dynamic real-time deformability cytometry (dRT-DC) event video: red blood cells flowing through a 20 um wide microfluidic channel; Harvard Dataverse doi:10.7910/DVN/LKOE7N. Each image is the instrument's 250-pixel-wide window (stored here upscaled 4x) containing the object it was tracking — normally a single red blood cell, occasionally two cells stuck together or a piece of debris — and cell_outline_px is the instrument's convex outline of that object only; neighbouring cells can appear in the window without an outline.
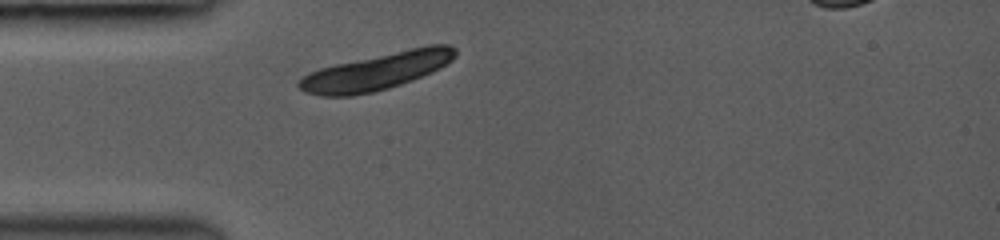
{"species": "common noctule bat (a hibernating species)", "species_latin": "Nyctalus noctula", "temperature_condition": "room temperature", "stored_images_in_passage": 1, "camera_frame_rate_fps": 3000, "um_per_image_px": 0.085, "animal": {"sex": "female", "body_mass_g": 19.0, "forearm_length_mm": 53.3}, "frame": {"image": 1, "passage_image": 1, "time_ms": 0.0, "image_size_px": [1000, 240], "cell_outline_px": [[456, 56], [452, 60], [440, 68], [432, 72], [412, 80], [388, 88], [372, 92], [352, 96], [320, 96], [304, 92], [296, 84], [296, 80], [308, 72], [320, 68], [336, 64], [408, 48], [428, 44], [448, 44], [456, 48]], "centroid_in_image_um": [32.0, 6.06], "position_along_channel_um": 53.0, "area_um2": 33.87}}